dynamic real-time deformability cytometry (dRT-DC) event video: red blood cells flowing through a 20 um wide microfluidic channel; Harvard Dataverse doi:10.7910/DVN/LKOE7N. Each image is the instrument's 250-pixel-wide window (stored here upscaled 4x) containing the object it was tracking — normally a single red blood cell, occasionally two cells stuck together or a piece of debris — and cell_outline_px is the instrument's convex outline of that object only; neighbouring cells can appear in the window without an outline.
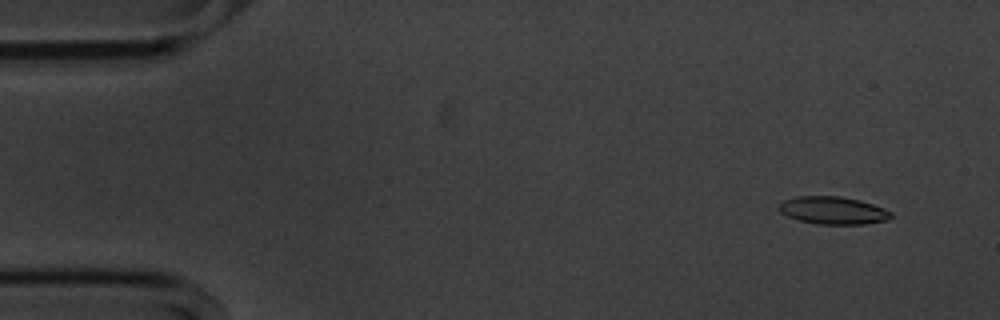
{"species": "common noctule bat (a hibernating species)", "species_latin": "Nyctalus noctula", "temperature_condition": "cold", "stored_images_in_passage": 55, "camera_frame_rate_fps": 3000, "um_per_image_px": 0.085, "animal": {"sex": "male", "body_mass_g": 20.1, "forearm_length_mm": 53.5}, "frame": {"image": 1, "passage_image": 4, "time_ms": 1.0, "image_size_px": [1000, 320], "cell_outline_px": [[892, 216], [888, 220], [864, 224], [816, 224], [800, 220], [788, 216], [780, 212], [776, 208], [784, 200], [796, 196], [840, 196], [860, 200], [884, 208], [892, 212]], "centroid_in_image_um": [70.81, 17.88], "position_along_channel_um": 14.2, "area_um2": 18.09}}
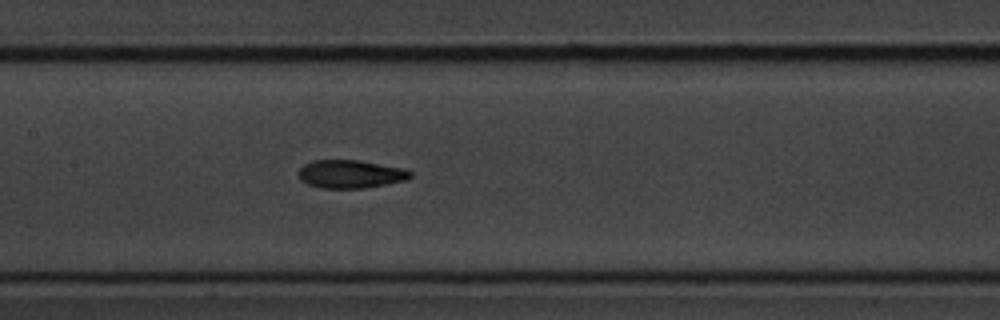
{"frame": {"image": 2, "passage_image": 26, "time_ms": 8.333, "image_size_px": [1000, 320], "cell_outline_px": [[412, 176], [404, 180], [364, 188], [320, 188], [308, 184], [300, 180], [300, 168], [304, 164], [312, 160], [360, 160], [408, 168], [412, 172]], "centroid_in_image_um": [29.82, 14.78], "position_along_channel_um": 177.6, "area_um2": 18.44}}
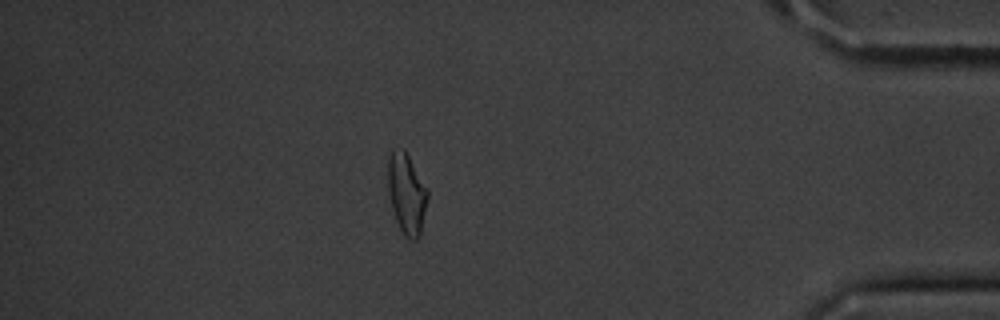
{"frame": {"image": 3, "passage_image": 48, "time_ms": 15.667, "image_size_px": [1000, 320], "cell_outline_px": [[428, 200], [420, 236], [416, 240], [412, 240], [404, 236], [396, 220], [392, 208], [388, 192], [388, 156], [392, 152], [404, 148], [428, 188]], "centroid_in_image_um": [34.59, 16.48], "position_along_channel_um": 400.6, "area_um2": 18.73}, "authors_computed_cell_mechanics": {"area_um2": 18.3804, "velocity_mm_per_s": 3.5973, "shape_relaxation_time_tau1_ms": 3.2774, "shape_relaxation_time_tau2_ms": 2.6362, "deformation_change_tau1": 0.1363, "deformation_change_tau2": 0.0914}}